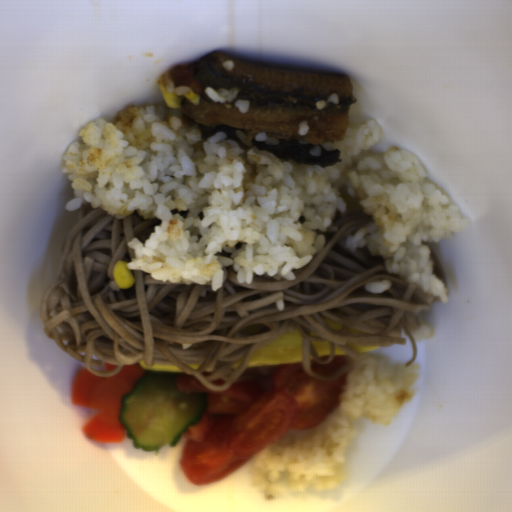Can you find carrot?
Instances as JSON below:
<instances>
[{"label":"carrot","mask_w":512,"mask_h":512,"mask_svg":"<svg viewBox=\"0 0 512 512\" xmlns=\"http://www.w3.org/2000/svg\"><path fill=\"white\" fill-rule=\"evenodd\" d=\"M147 371L139 363L124 365L116 374L97 377L79 368L70 392V403L95 409L81 426L86 438L100 443H118L127 437L120 421L122 397Z\"/></svg>","instance_id":"carrot-1"},{"label":"carrot","mask_w":512,"mask_h":512,"mask_svg":"<svg viewBox=\"0 0 512 512\" xmlns=\"http://www.w3.org/2000/svg\"><path fill=\"white\" fill-rule=\"evenodd\" d=\"M116 367H118V364H110V363L103 362L104 371L111 372Z\"/></svg>","instance_id":"carrot-2"}]
</instances>
